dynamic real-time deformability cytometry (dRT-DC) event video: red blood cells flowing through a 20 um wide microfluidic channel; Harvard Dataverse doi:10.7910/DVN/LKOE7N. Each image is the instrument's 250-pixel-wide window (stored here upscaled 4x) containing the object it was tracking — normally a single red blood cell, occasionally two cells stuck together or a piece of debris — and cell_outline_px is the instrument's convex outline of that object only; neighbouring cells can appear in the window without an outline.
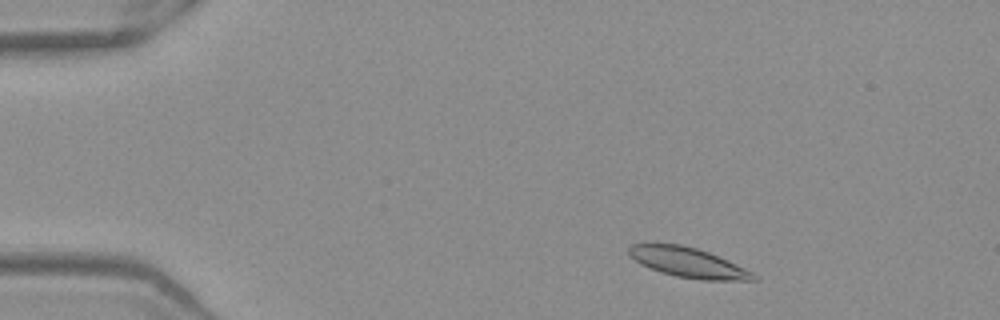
{"species": "Egyptian fruit bat (a non-hibernating species)", "species_latin": "Rousettus aegyptiacus", "temperature_condition": "warm", "stored_images_in_passage": 49, "camera_frame_rate_fps": 3000, "um_per_image_px": 0.085, "frame": {"image": 1, "passage_image": 5, "time_ms": 1.333, "image_size_px": [1000, 320], "cell_outline_px": [[760, 276], [756, 280], [700, 280], [676, 276], [660, 272], [640, 264], [628, 256], [628, 248], [632, 244], [680, 244], [696, 248], [708, 252], [728, 260]], "centroid_in_image_um": [58.48, 22.32], "position_along_channel_um": 26.5, "area_um2": 21.68}}
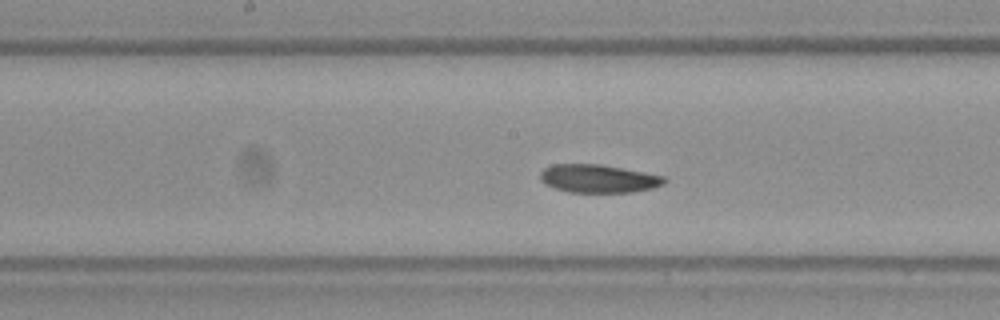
{"frame": {"image": 2, "passage_image": 24, "time_ms": 7.667, "image_size_px": [1000, 320], "cell_outline_px": [[668, 180], [664, 184], [652, 188], [632, 192], [568, 192], [544, 184], [540, 180], [540, 172], [544, 168], [552, 164], [600, 164], [644, 172], [664, 176]], "centroid_in_image_um": [50.85, 15.18], "position_along_channel_um": 197.3, "area_um2": 20.4}}
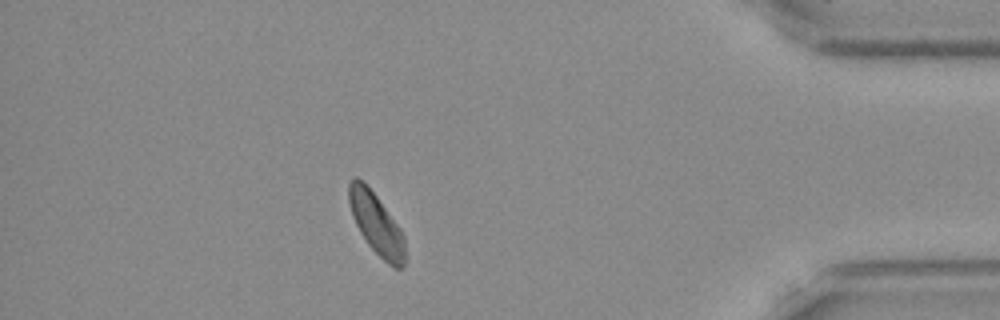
{"frame": {"image": 3, "passage_image": 43, "time_ms": 14.0, "image_size_px": [1000, 320], "cell_outline_px": [[404, 264], [400, 268], [396, 268], [388, 264], [368, 244], [360, 232], [352, 216], [348, 200], [348, 184], [352, 176], [356, 176], [364, 180], [400, 228], [404, 236]], "centroid_in_image_um": [31.95, 18.96], "position_along_channel_um": 403.3, "area_um2": 19.88}, "authors_computed_cell_mechanics": {"area_um2": 20.6924, "velocity_mm_per_s": 3.8949, "shape_relaxation_time_tau1_ms": null, "shape_relaxation_time_tau2_ms": 6.2746, "deformation_change_tau1": null, "deformation_change_tau2": 0.0839}}